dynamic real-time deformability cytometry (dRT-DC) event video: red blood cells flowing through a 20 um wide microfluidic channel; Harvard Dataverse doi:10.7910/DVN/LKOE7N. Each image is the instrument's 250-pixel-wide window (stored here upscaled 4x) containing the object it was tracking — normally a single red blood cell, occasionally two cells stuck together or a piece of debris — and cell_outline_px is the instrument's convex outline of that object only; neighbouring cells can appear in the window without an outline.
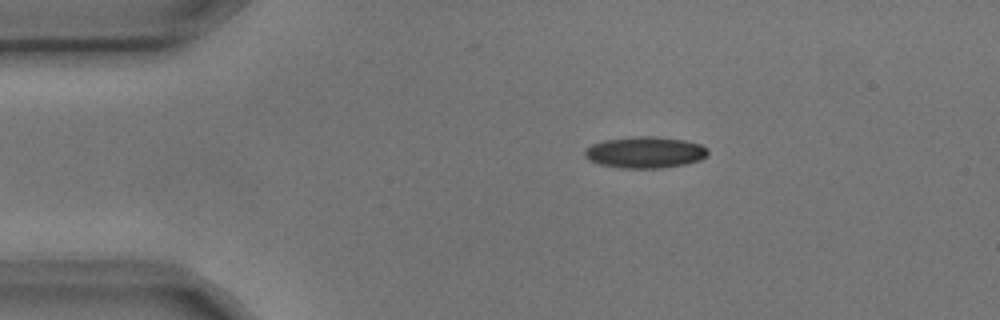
{"species": "common noctule bat (a hibernating species)", "species_latin": "Nyctalus noctula", "temperature_condition": "cold", "stored_images_in_passage": 5, "camera_frame_rate_fps": 3000, "um_per_image_px": 0.085, "animal": {"sex": "male", "body_mass_g": 17.9, "forearm_length_mm": 54.2}, "frame": {"image": 1, "passage_image": 2, "time_ms": 0.333, "image_size_px": [1000, 320], "cell_outline_px": [[708, 152], [700, 160], [684, 164], [660, 168], [620, 168], [600, 164], [588, 160], [584, 156], [584, 148], [592, 144], [604, 140], [636, 136], [656, 136], [684, 140], [700, 144], [708, 148]], "centroid_in_image_um": [54.79, 12.94], "position_along_channel_um": 30.2, "area_um2": 22.6}}
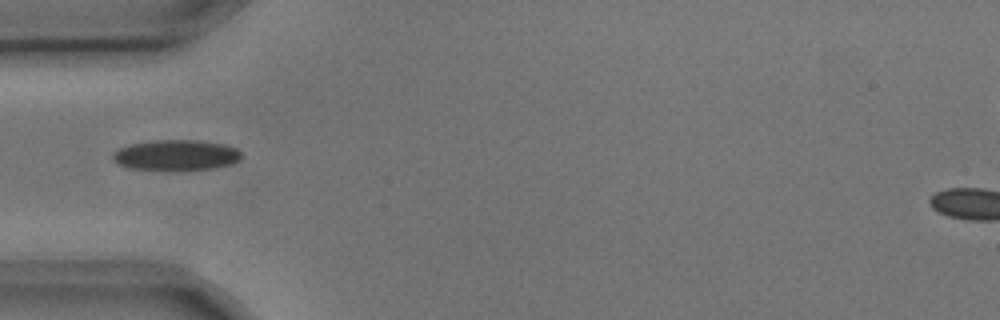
{"frame": {"image": 2, "passage_image": 4, "time_ms": 1.0, "image_size_px": [1000, 320], "cell_outline_px": [[240, 160], [232, 164], [212, 168], [128, 168], [116, 164], [112, 160], [112, 152], [120, 148], [132, 144], [152, 140], [196, 140], [224, 144], [236, 148], [240, 152]], "centroid_in_image_um": [14.94, 13.15], "position_along_channel_um": 70.1, "area_um2": 22.31}}